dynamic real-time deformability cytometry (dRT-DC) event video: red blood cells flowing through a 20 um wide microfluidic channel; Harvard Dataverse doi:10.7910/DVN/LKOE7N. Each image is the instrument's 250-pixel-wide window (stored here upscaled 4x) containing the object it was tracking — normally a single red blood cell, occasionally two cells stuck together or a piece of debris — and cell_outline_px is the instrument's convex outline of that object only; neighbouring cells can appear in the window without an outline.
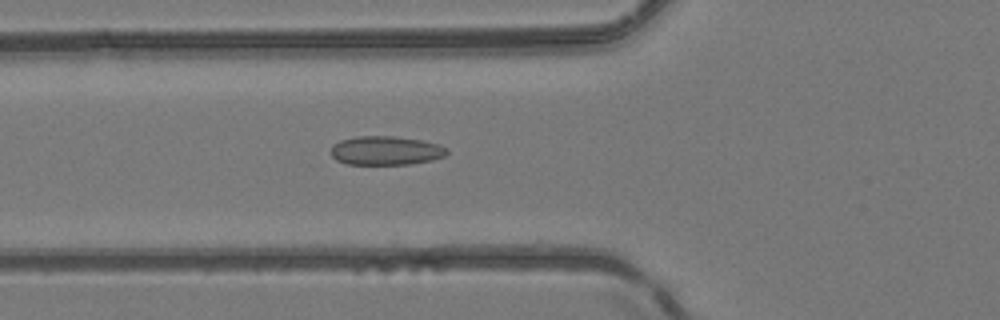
{"species": "common noctule bat (a hibernating species)", "species_latin": "Nyctalus noctula", "temperature_condition": "room temperature", "stored_images_in_passage": 36, "camera_frame_rate_fps": 3000, "um_per_image_px": 0.085, "animal": {"sex": "female", "body_mass_g": 24.6, "forearm_length_mm": 56.2}, "frame": {"image": 1, "passage_image": 5, "time_ms": 1.333, "image_size_px": [1000, 320], "cell_outline_px": [[448, 152], [444, 156], [432, 160], [408, 164], [348, 164], [336, 160], [332, 156], [332, 144], [340, 140], [356, 136], [392, 136], [420, 140], [436, 144], [448, 148]], "centroid_in_image_um": [32.77, 12.8], "position_along_channel_um": 93.0, "area_um2": 19.42}}
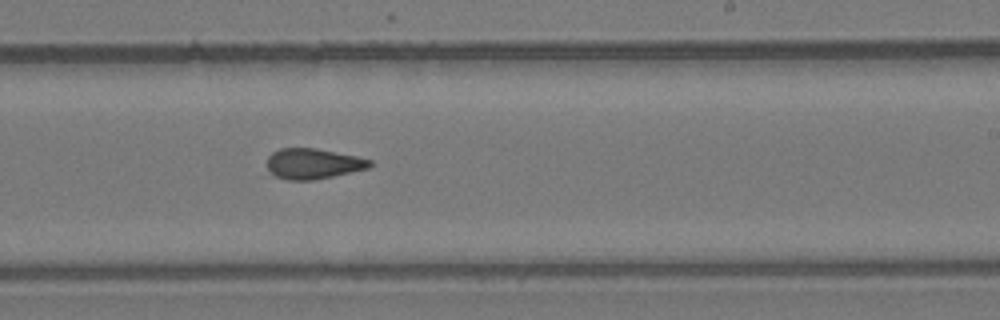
{"frame": {"image": 2, "passage_image": 17, "time_ms": 5.333, "image_size_px": [1000, 320], "cell_outline_px": [[372, 164], [368, 168], [332, 176], [312, 180], [288, 180], [276, 176], [268, 168], [268, 156], [272, 152], [280, 148], [316, 148], [356, 156], [372, 160]], "centroid_in_image_um": [26.61, 13.9], "position_along_channel_um": 262.4, "area_um2": 18.03}}
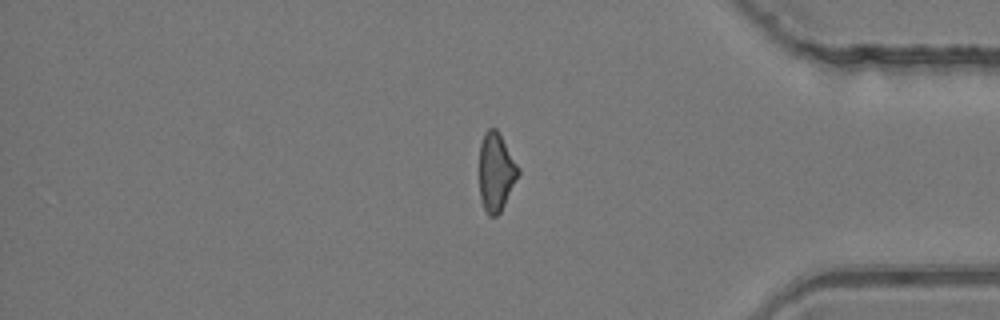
{"frame": {"image": 3, "passage_image": 28, "time_ms": 9.0, "image_size_px": [1000, 320], "cell_outline_px": [[520, 172], [500, 212], [496, 216], [488, 216], [484, 208], [480, 196], [480, 144], [484, 132], [488, 128], [496, 128], [520, 168]], "centroid_in_image_um": [42.16, 14.6], "position_along_channel_um": 393.0, "area_um2": 17.57}, "authors_computed_cell_mechanics": {"area_um2": 18.4671, "velocity_mm_per_s": 4.2174, "shape_relaxation_time_tau1_ms": null, "shape_relaxation_time_tau2_ms": 3.331, "deformation_change_tau1": null, "deformation_change_tau2": 0.1109}}